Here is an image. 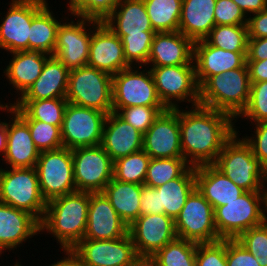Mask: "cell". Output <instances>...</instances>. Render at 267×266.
Here are the masks:
<instances>
[{
  "mask_svg": "<svg viewBox=\"0 0 267 266\" xmlns=\"http://www.w3.org/2000/svg\"><path fill=\"white\" fill-rule=\"evenodd\" d=\"M121 0H86L73 14L102 22Z\"/></svg>",
  "mask_w": 267,
  "mask_h": 266,
  "instance_id": "47",
  "label": "cell"
},
{
  "mask_svg": "<svg viewBox=\"0 0 267 266\" xmlns=\"http://www.w3.org/2000/svg\"><path fill=\"white\" fill-rule=\"evenodd\" d=\"M216 25H247L248 14L233 0H216L214 8Z\"/></svg>",
  "mask_w": 267,
  "mask_h": 266,
  "instance_id": "46",
  "label": "cell"
},
{
  "mask_svg": "<svg viewBox=\"0 0 267 266\" xmlns=\"http://www.w3.org/2000/svg\"><path fill=\"white\" fill-rule=\"evenodd\" d=\"M48 7L47 4L31 21L28 51L52 56L56 46L57 29L62 21H58Z\"/></svg>",
  "mask_w": 267,
  "mask_h": 266,
  "instance_id": "34",
  "label": "cell"
},
{
  "mask_svg": "<svg viewBox=\"0 0 267 266\" xmlns=\"http://www.w3.org/2000/svg\"><path fill=\"white\" fill-rule=\"evenodd\" d=\"M263 204V205H262ZM266 191H246L240 198L214 210L220 239H237L246 230L267 220Z\"/></svg>",
  "mask_w": 267,
  "mask_h": 266,
  "instance_id": "5",
  "label": "cell"
},
{
  "mask_svg": "<svg viewBox=\"0 0 267 266\" xmlns=\"http://www.w3.org/2000/svg\"><path fill=\"white\" fill-rule=\"evenodd\" d=\"M66 257L60 261L54 262L49 266H80L78 258L71 251H64Z\"/></svg>",
  "mask_w": 267,
  "mask_h": 266,
  "instance_id": "55",
  "label": "cell"
},
{
  "mask_svg": "<svg viewBox=\"0 0 267 266\" xmlns=\"http://www.w3.org/2000/svg\"><path fill=\"white\" fill-rule=\"evenodd\" d=\"M149 70L159 100L167 109L178 108L179 105L176 103L182 101L192 103V107L199 105L195 64L151 67Z\"/></svg>",
  "mask_w": 267,
  "mask_h": 266,
  "instance_id": "8",
  "label": "cell"
},
{
  "mask_svg": "<svg viewBox=\"0 0 267 266\" xmlns=\"http://www.w3.org/2000/svg\"><path fill=\"white\" fill-rule=\"evenodd\" d=\"M150 159L151 157L141 150L114 161L113 178L128 183L144 184Z\"/></svg>",
  "mask_w": 267,
  "mask_h": 266,
  "instance_id": "39",
  "label": "cell"
},
{
  "mask_svg": "<svg viewBox=\"0 0 267 266\" xmlns=\"http://www.w3.org/2000/svg\"><path fill=\"white\" fill-rule=\"evenodd\" d=\"M155 33V31H143V34L117 35L122 41L125 59L131 66L147 65Z\"/></svg>",
  "mask_w": 267,
  "mask_h": 266,
  "instance_id": "40",
  "label": "cell"
},
{
  "mask_svg": "<svg viewBox=\"0 0 267 266\" xmlns=\"http://www.w3.org/2000/svg\"><path fill=\"white\" fill-rule=\"evenodd\" d=\"M40 234V222L29 212L0 202V254L14 250L27 239Z\"/></svg>",
  "mask_w": 267,
  "mask_h": 266,
  "instance_id": "25",
  "label": "cell"
},
{
  "mask_svg": "<svg viewBox=\"0 0 267 266\" xmlns=\"http://www.w3.org/2000/svg\"><path fill=\"white\" fill-rule=\"evenodd\" d=\"M199 88L211 77L243 67L247 52H232L211 46L205 39L194 42L193 56Z\"/></svg>",
  "mask_w": 267,
  "mask_h": 266,
  "instance_id": "22",
  "label": "cell"
},
{
  "mask_svg": "<svg viewBox=\"0 0 267 266\" xmlns=\"http://www.w3.org/2000/svg\"><path fill=\"white\" fill-rule=\"evenodd\" d=\"M197 190L212 205L214 210L237 200L246 191L237 186L214 164L195 167Z\"/></svg>",
  "mask_w": 267,
  "mask_h": 266,
  "instance_id": "26",
  "label": "cell"
},
{
  "mask_svg": "<svg viewBox=\"0 0 267 266\" xmlns=\"http://www.w3.org/2000/svg\"><path fill=\"white\" fill-rule=\"evenodd\" d=\"M87 65L111 75L131 65L126 61L121 39L103 22L92 19Z\"/></svg>",
  "mask_w": 267,
  "mask_h": 266,
  "instance_id": "19",
  "label": "cell"
},
{
  "mask_svg": "<svg viewBox=\"0 0 267 266\" xmlns=\"http://www.w3.org/2000/svg\"><path fill=\"white\" fill-rule=\"evenodd\" d=\"M0 202L29 212L39 222L45 215L43 198L35 167L0 168Z\"/></svg>",
  "mask_w": 267,
  "mask_h": 266,
  "instance_id": "6",
  "label": "cell"
},
{
  "mask_svg": "<svg viewBox=\"0 0 267 266\" xmlns=\"http://www.w3.org/2000/svg\"><path fill=\"white\" fill-rule=\"evenodd\" d=\"M71 252L80 266H127L139 256L129 233L113 240L82 239Z\"/></svg>",
  "mask_w": 267,
  "mask_h": 266,
  "instance_id": "15",
  "label": "cell"
},
{
  "mask_svg": "<svg viewBox=\"0 0 267 266\" xmlns=\"http://www.w3.org/2000/svg\"><path fill=\"white\" fill-rule=\"evenodd\" d=\"M13 266H23V265L22 264L20 265L19 262L17 263L16 261V263Z\"/></svg>",
  "mask_w": 267,
  "mask_h": 266,
  "instance_id": "59",
  "label": "cell"
},
{
  "mask_svg": "<svg viewBox=\"0 0 267 266\" xmlns=\"http://www.w3.org/2000/svg\"><path fill=\"white\" fill-rule=\"evenodd\" d=\"M156 33L179 31L182 0H143Z\"/></svg>",
  "mask_w": 267,
  "mask_h": 266,
  "instance_id": "35",
  "label": "cell"
},
{
  "mask_svg": "<svg viewBox=\"0 0 267 266\" xmlns=\"http://www.w3.org/2000/svg\"><path fill=\"white\" fill-rule=\"evenodd\" d=\"M7 104L0 110L11 113L12 119L7 122V150L1 160L9 168L35 167L40 151L34 145L28 124L14 111L12 103Z\"/></svg>",
  "mask_w": 267,
  "mask_h": 266,
  "instance_id": "20",
  "label": "cell"
},
{
  "mask_svg": "<svg viewBox=\"0 0 267 266\" xmlns=\"http://www.w3.org/2000/svg\"><path fill=\"white\" fill-rule=\"evenodd\" d=\"M79 18L76 20L77 22L71 20L70 22L60 23L57 29L53 56L59 59L69 70L87 66L89 58L91 40V31L89 32V30H91L92 19Z\"/></svg>",
  "mask_w": 267,
  "mask_h": 266,
  "instance_id": "16",
  "label": "cell"
},
{
  "mask_svg": "<svg viewBox=\"0 0 267 266\" xmlns=\"http://www.w3.org/2000/svg\"><path fill=\"white\" fill-rule=\"evenodd\" d=\"M107 115L94 108L68 103L61 127L63 147L72 150L101 145Z\"/></svg>",
  "mask_w": 267,
  "mask_h": 266,
  "instance_id": "11",
  "label": "cell"
},
{
  "mask_svg": "<svg viewBox=\"0 0 267 266\" xmlns=\"http://www.w3.org/2000/svg\"><path fill=\"white\" fill-rule=\"evenodd\" d=\"M69 69L55 56H50L40 76L17 100L66 98Z\"/></svg>",
  "mask_w": 267,
  "mask_h": 266,
  "instance_id": "27",
  "label": "cell"
},
{
  "mask_svg": "<svg viewBox=\"0 0 267 266\" xmlns=\"http://www.w3.org/2000/svg\"><path fill=\"white\" fill-rule=\"evenodd\" d=\"M160 214V194L156 188L142 184L140 216Z\"/></svg>",
  "mask_w": 267,
  "mask_h": 266,
  "instance_id": "50",
  "label": "cell"
},
{
  "mask_svg": "<svg viewBox=\"0 0 267 266\" xmlns=\"http://www.w3.org/2000/svg\"><path fill=\"white\" fill-rule=\"evenodd\" d=\"M216 0H182L179 32L193 42L204 40L215 24Z\"/></svg>",
  "mask_w": 267,
  "mask_h": 266,
  "instance_id": "28",
  "label": "cell"
},
{
  "mask_svg": "<svg viewBox=\"0 0 267 266\" xmlns=\"http://www.w3.org/2000/svg\"><path fill=\"white\" fill-rule=\"evenodd\" d=\"M68 101L66 98L40 100H17L14 111L23 120H38L62 127L64 112Z\"/></svg>",
  "mask_w": 267,
  "mask_h": 266,
  "instance_id": "33",
  "label": "cell"
},
{
  "mask_svg": "<svg viewBox=\"0 0 267 266\" xmlns=\"http://www.w3.org/2000/svg\"><path fill=\"white\" fill-rule=\"evenodd\" d=\"M195 266H227L226 239L211 243H198Z\"/></svg>",
  "mask_w": 267,
  "mask_h": 266,
  "instance_id": "45",
  "label": "cell"
},
{
  "mask_svg": "<svg viewBox=\"0 0 267 266\" xmlns=\"http://www.w3.org/2000/svg\"><path fill=\"white\" fill-rule=\"evenodd\" d=\"M143 150L151 158H183L179 107L166 109L143 134Z\"/></svg>",
  "mask_w": 267,
  "mask_h": 266,
  "instance_id": "17",
  "label": "cell"
},
{
  "mask_svg": "<svg viewBox=\"0 0 267 266\" xmlns=\"http://www.w3.org/2000/svg\"><path fill=\"white\" fill-rule=\"evenodd\" d=\"M227 266H260L257 258L236 239H226Z\"/></svg>",
  "mask_w": 267,
  "mask_h": 266,
  "instance_id": "49",
  "label": "cell"
},
{
  "mask_svg": "<svg viewBox=\"0 0 267 266\" xmlns=\"http://www.w3.org/2000/svg\"><path fill=\"white\" fill-rule=\"evenodd\" d=\"M101 146L114 162L143 150V134L117 113L110 112L105 120Z\"/></svg>",
  "mask_w": 267,
  "mask_h": 266,
  "instance_id": "23",
  "label": "cell"
},
{
  "mask_svg": "<svg viewBox=\"0 0 267 266\" xmlns=\"http://www.w3.org/2000/svg\"><path fill=\"white\" fill-rule=\"evenodd\" d=\"M239 117H246L251 124L267 120V81L251 83L248 104Z\"/></svg>",
  "mask_w": 267,
  "mask_h": 266,
  "instance_id": "43",
  "label": "cell"
},
{
  "mask_svg": "<svg viewBox=\"0 0 267 266\" xmlns=\"http://www.w3.org/2000/svg\"><path fill=\"white\" fill-rule=\"evenodd\" d=\"M267 59V37L248 38L247 60Z\"/></svg>",
  "mask_w": 267,
  "mask_h": 266,
  "instance_id": "52",
  "label": "cell"
},
{
  "mask_svg": "<svg viewBox=\"0 0 267 266\" xmlns=\"http://www.w3.org/2000/svg\"><path fill=\"white\" fill-rule=\"evenodd\" d=\"M250 86L246 63L243 67L211 76L199 88V105L226 112L237 119L248 104Z\"/></svg>",
  "mask_w": 267,
  "mask_h": 266,
  "instance_id": "3",
  "label": "cell"
},
{
  "mask_svg": "<svg viewBox=\"0 0 267 266\" xmlns=\"http://www.w3.org/2000/svg\"><path fill=\"white\" fill-rule=\"evenodd\" d=\"M11 54L13 58L6 66L4 75L16 93L19 92V96H22L40 76L50 55L34 51H17Z\"/></svg>",
  "mask_w": 267,
  "mask_h": 266,
  "instance_id": "30",
  "label": "cell"
},
{
  "mask_svg": "<svg viewBox=\"0 0 267 266\" xmlns=\"http://www.w3.org/2000/svg\"><path fill=\"white\" fill-rule=\"evenodd\" d=\"M248 18V38L267 37V8Z\"/></svg>",
  "mask_w": 267,
  "mask_h": 266,
  "instance_id": "51",
  "label": "cell"
},
{
  "mask_svg": "<svg viewBox=\"0 0 267 266\" xmlns=\"http://www.w3.org/2000/svg\"><path fill=\"white\" fill-rule=\"evenodd\" d=\"M195 188V167L193 166L181 177L156 187L160 194V214H166L175 220Z\"/></svg>",
  "mask_w": 267,
  "mask_h": 266,
  "instance_id": "32",
  "label": "cell"
},
{
  "mask_svg": "<svg viewBox=\"0 0 267 266\" xmlns=\"http://www.w3.org/2000/svg\"><path fill=\"white\" fill-rule=\"evenodd\" d=\"M250 83L267 81V59L247 60Z\"/></svg>",
  "mask_w": 267,
  "mask_h": 266,
  "instance_id": "53",
  "label": "cell"
},
{
  "mask_svg": "<svg viewBox=\"0 0 267 266\" xmlns=\"http://www.w3.org/2000/svg\"><path fill=\"white\" fill-rule=\"evenodd\" d=\"M194 42L179 31L155 33L147 65L151 67L194 64Z\"/></svg>",
  "mask_w": 267,
  "mask_h": 266,
  "instance_id": "24",
  "label": "cell"
},
{
  "mask_svg": "<svg viewBox=\"0 0 267 266\" xmlns=\"http://www.w3.org/2000/svg\"><path fill=\"white\" fill-rule=\"evenodd\" d=\"M191 165L184 158H151L144 184L159 187L181 177Z\"/></svg>",
  "mask_w": 267,
  "mask_h": 266,
  "instance_id": "37",
  "label": "cell"
},
{
  "mask_svg": "<svg viewBox=\"0 0 267 266\" xmlns=\"http://www.w3.org/2000/svg\"><path fill=\"white\" fill-rule=\"evenodd\" d=\"M90 192L75 191L47 202L40 232L56 237L63 251H71L83 238L88 220Z\"/></svg>",
  "mask_w": 267,
  "mask_h": 266,
  "instance_id": "2",
  "label": "cell"
},
{
  "mask_svg": "<svg viewBox=\"0 0 267 266\" xmlns=\"http://www.w3.org/2000/svg\"><path fill=\"white\" fill-rule=\"evenodd\" d=\"M86 0H69V11L72 15Z\"/></svg>",
  "mask_w": 267,
  "mask_h": 266,
  "instance_id": "58",
  "label": "cell"
},
{
  "mask_svg": "<svg viewBox=\"0 0 267 266\" xmlns=\"http://www.w3.org/2000/svg\"><path fill=\"white\" fill-rule=\"evenodd\" d=\"M245 14L258 13L267 8V0H233Z\"/></svg>",
  "mask_w": 267,
  "mask_h": 266,
  "instance_id": "54",
  "label": "cell"
},
{
  "mask_svg": "<svg viewBox=\"0 0 267 266\" xmlns=\"http://www.w3.org/2000/svg\"><path fill=\"white\" fill-rule=\"evenodd\" d=\"M47 4L46 0H12L1 18L0 48L10 53L28 51L31 21Z\"/></svg>",
  "mask_w": 267,
  "mask_h": 266,
  "instance_id": "14",
  "label": "cell"
},
{
  "mask_svg": "<svg viewBox=\"0 0 267 266\" xmlns=\"http://www.w3.org/2000/svg\"><path fill=\"white\" fill-rule=\"evenodd\" d=\"M205 40L214 47L232 52H247V25H215Z\"/></svg>",
  "mask_w": 267,
  "mask_h": 266,
  "instance_id": "38",
  "label": "cell"
},
{
  "mask_svg": "<svg viewBox=\"0 0 267 266\" xmlns=\"http://www.w3.org/2000/svg\"><path fill=\"white\" fill-rule=\"evenodd\" d=\"M137 254L152 257L177 238L175 221L166 214L139 216L128 228Z\"/></svg>",
  "mask_w": 267,
  "mask_h": 266,
  "instance_id": "18",
  "label": "cell"
},
{
  "mask_svg": "<svg viewBox=\"0 0 267 266\" xmlns=\"http://www.w3.org/2000/svg\"><path fill=\"white\" fill-rule=\"evenodd\" d=\"M72 158L77 191L102 192L112 180L114 162L101 145L72 149Z\"/></svg>",
  "mask_w": 267,
  "mask_h": 266,
  "instance_id": "13",
  "label": "cell"
},
{
  "mask_svg": "<svg viewBox=\"0 0 267 266\" xmlns=\"http://www.w3.org/2000/svg\"><path fill=\"white\" fill-rule=\"evenodd\" d=\"M255 135L244 137L243 139L252 148L253 155L257 158L262 166L267 170V120L255 124Z\"/></svg>",
  "mask_w": 267,
  "mask_h": 266,
  "instance_id": "48",
  "label": "cell"
},
{
  "mask_svg": "<svg viewBox=\"0 0 267 266\" xmlns=\"http://www.w3.org/2000/svg\"><path fill=\"white\" fill-rule=\"evenodd\" d=\"M138 67V69H137ZM123 69L112 75V112L131 106L165 107L159 100L150 70L143 66Z\"/></svg>",
  "mask_w": 267,
  "mask_h": 266,
  "instance_id": "9",
  "label": "cell"
},
{
  "mask_svg": "<svg viewBox=\"0 0 267 266\" xmlns=\"http://www.w3.org/2000/svg\"><path fill=\"white\" fill-rule=\"evenodd\" d=\"M236 240L257 258L260 266H267V220L246 230Z\"/></svg>",
  "mask_w": 267,
  "mask_h": 266,
  "instance_id": "42",
  "label": "cell"
},
{
  "mask_svg": "<svg viewBox=\"0 0 267 266\" xmlns=\"http://www.w3.org/2000/svg\"><path fill=\"white\" fill-rule=\"evenodd\" d=\"M102 22L116 35L154 31L143 0H121Z\"/></svg>",
  "mask_w": 267,
  "mask_h": 266,
  "instance_id": "29",
  "label": "cell"
},
{
  "mask_svg": "<svg viewBox=\"0 0 267 266\" xmlns=\"http://www.w3.org/2000/svg\"><path fill=\"white\" fill-rule=\"evenodd\" d=\"M40 191L46 202L76 190L72 150L42 151L35 165Z\"/></svg>",
  "mask_w": 267,
  "mask_h": 266,
  "instance_id": "10",
  "label": "cell"
},
{
  "mask_svg": "<svg viewBox=\"0 0 267 266\" xmlns=\"http://www.w3.org/2000/svg\"><path fill=\"white\" fill-rule=\"evenodd\" d=\"M166 107H150V106H131L121 108L117 114L127 123L144 134L149 127L154 123L155 119L161 112L165 111Z\"/></svg>",
  "mask_w": 267,
  "mask_h": 266,
  "instance_id": "44",
  "label": "cell"
},
{
  "mask_svg": "<svg viewBox=\"0 0 267 266\" xmlns=\"http://www.w3.org/2000/svg\"><path fill=\"white\" fill-rule=\"evenodd\" d=\"M193 108L179 109L183 158L193 167L214 164L225 143L236 132L232 122L236 119L226 112L201 105Z\"/></svg>",
  "mask_w": 267,
  "mask_h": 266,
  "instance_id": "1",
  "label": "cell"
},
{
  "mask_svg": "<svg viewBox=\"0 0 267 266\" xmlns=\"http://www.w3.org/2000/svg\"><path fill=\"white\" fill-rule=\"evenodd\" d=\"M128 228L102 192L90 193L87 227L83 239H118L128 234Z\"/></svg>",
  "mask_w": 267,
  "mask_h": 266,
  "instance_id": "21",
  "label": "cell"
},
{
  "mask_svg": "<svg viewBox=\"0 0 267 266\" xmlns=\"http://www.w3.org/2000/svg\"><path fill=\"white\" fill-rule=\"evenodd\" d=\"M238 132L225 143L214 165L243 190L266 191L267 170Z\"/></svg>",
  "mask_w": 267,
  "mask_h": 266,
  "instance_id": "4",
  "label": "cell"
},
{
  "mask_svg": "<svg viewBox=\"0 0 267 266\" xmlns=\"http://www.w3.org/2000/svg\"><path fill=\"white\" fill-rule=\"evenodd\" d=\"M141 190L140 184L112 178L102 191L128 227L140 216Z\"/></svg>",
  "mask_w": 267,
  "mask_h": 266,
  "instance_id": "31",
  "label": "cell"
},
{
  "mask_svg": "<svg viewBox=\"0 0 267 266\" xmlns=\"http://www.w3.org/2000/svg\"><path fill=\"white\" fill-rule=\"evenodd\" d=\"M35 147L40 151L56 150L63 147L61 128L38 120H24Z\"/></svg>",
  "mask_w": 267,
  "mask_h": 266,
  "instance_id": "41",
  "label": "cell"
},
{
  "mask_svg": "<svg viewBox=\"0 0 267 266\" xmlns=\"http://www.w3.org/2000/svg\"><path fill=\"white\" fill-rule=\"evenodd\" d=\"M7 150V122L0 121V153L5 155Z\"/></svg>",
  "mask_w": 267,
  "mask_h": 266,
  "instance_id": "56",
  "label": "cell"
},
{
  "mask_svg": "<svg viewBox=\"0 0 267 266\" xmlns=\"http://www.w3.org/2000/svg\"><path fill=\"white\" fill-rule=\"evenodd\" d=\"M197 245L177 237L152 256L153 262L156 266H195Z\"/></svg>",
  "mask_w": 267,
  "mask_h": 266,
  "instance_id": "36",
  "label": "cell"
},
{
  "mask_svg": "<svg viewBox=\"0 0 267 266\" xmlns=\"http://www.w3.org/2000/svg\"><path fill=\"white\" fill-rule=\"evenodd\" d=\"M174 221L178 238L195 243L221 240L216 230L214 208L197 188L188 196Z\"/></svg>",
  "mask_w": 267,
  "mask_h": 266,
  "instance_id": "12",
  "label": "cell"
},
{
  "mask_svg": "<svg viewBox=\"0 0 267 266\" xmlns=\"http://www.w3.org/2000/svg\"><path fill=\"white\" fill-rule=\"evenodd\" d=\"M127 266H156V264L153 262V258L150 256H137Z\"/></svg>",
  "mask_w": 267,
  "mask_h": 266,
  "instance_id": "57",
  "label": "cell"
},
{
  "mask_svg": "<svg viewBox=\"0 0 267 266\" xmlns=\"http://www.w3.org/2000/svg\"><path fill=\"white\" fill-rule=\"evenodd\" d=\"M68 103L112 112V75L90 66L69 71L66 93Z\"/></svg>",
  "mask_w": 267,
  "mask_h": 266,
  "instance_id": "7",
  "label": "cell"
}]
</instances>
